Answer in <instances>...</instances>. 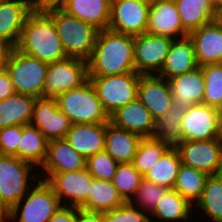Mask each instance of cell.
Here are the masks:
<instances>
[{
    "label": "cell",
    "instance_id": "1",
    "mask_svg": "<svg viewBox=\"0 0 222 222\" xmlns=\"http://www.w3.org/2000/svg\"><path fill=\"white\" fill-rule=\"evenodd\" d=\"M88 76H110L135 71L134 36L105 29L98 32L87 60Z\"/></svg>",
    "mask_w": 222,
    "mask_h": 222
},
{
    "label": "cell",
    "instance_id": "2",
    "mask_svg": "<svg viewBox=\"0 0 222 222\" xmlns=\"http://www.w3.org/2000/svg\"><path fill=\"white\" fill-rule=\"evenodd\" d=\"M15 49L48 64L67 58L53 19L45 11L28 15Z\"/></svg>",
    "mask_w": 222,
    "mask_h": 222
},
{
    "label": "cell",
    "instance_id": "3",
    "mask_svg": "<svg viewBox=\"0 0 222 222\" xmlns=\"http://www.w3.org/2000/svg\"><path fill=\"white\" fill-rule=\"evenodd\" d=\"M45 12L53 19L67 57L88 60L95 47L99 30L83 20L68 15L61 8Z\"/></svg>",
    "mask_w": 222,
    "mask_h": 222
},
{
    "label": "cell",
    "instance_id": "4",
    "mask_svg": "<svg viewBox=\"0 0 222 222\" xmlns=\"http://www.w3.org/2000/svg\"><path fill=\"white\" fill-rule=\"evenodd\" d=\"M56 101L59 109L69 117L72 124L110 122V116L104 110L89 79L81 86L58 96Z\"/></svg>",
    "mask_w": 222,
    "mask_h": 222
},
{
    "label": "cell",
    "instance_id": "5",
    "mask_svg": "<svg viewBox=\"0 0 222 222\" xmlns=\"http://www.w3.org/2000/svg\"><path fill=\"white\" fill-rule=\"evenodd\" d=\"M49 64L12 48L4 64L15 92L33 98L43 97Z\"/></svg>",
    "mask_w": 222,
    "mask_h": 222
},
{
    "label": "cell",
    "instance_id": "6",
    "mask_svg": "<svg viewBox=\"0 0 222 222\" xmlns=\"http://www.w3.org/2000/svg\"><path fill=\"white\" fill-rule=\"evenodd\" d=\"M109 116L137 99L140 74L129 72L110 76H88Z\"/></svg>",
    "mask_w": 222,
    "mask_h": 222
},
{
    "label": "cell",
    "instance_id": "7",
    "mask_svg": "<svg viewBox=\"0 0 222 222\" xmlns=\"http://www.w3.org/2000/svg\"><path fill=\"white\" fill-rule=\"evenodd\" d=\"M34 167L16 156L0 154V195L10 209L27 195L31 189L28 184L40 179V175L31 172Z\"/></svg>",
    "mask_w": 222,
    "mask_h": 222
},
{
    "label": "cell",
    "instance_id": "8",
    "mask_svg": "<svg viewBox=\"0 0 222 222\" xmlns=\"http://www.w3.org/2000/svg\"><path fill=\"white\" fill-rule=\"evenodd\" d=\"M33 187L10 209L9 221L18 218L16 222H48L61 207L58 197L45 180L39 179Z\"/></svg>",
    "mask_w": 222,
    "mask_h": 222
},
{
    "label": "cell",
    "instance_id": "9",
    "mask_svg": "<svg viewBox=\"0 0 222 222\" xmlns=\"http://www.w3.org/2000/svg\"><path fill=\"white\" fill-rule=\"evenodd\" d=\"M88 80L87 61L67 57L49 63L43 97L57 98L68 90L81 86Z\"/></svg>",
    "mask_w": 222,
    "mask_h": 222
},
{
    "label": "cell",
    "instance_id": "10",
    "mask_svg": "<svg viewBox=\"0 0 222 222\" xmlns=\"http://www.w3.org/2000/svg\"><path fill=\"white\" fill-rule=\"evenodd\" d=\"M176 149L183 165L209 176L222 174V141L219 138L182 141Z\"/></svg>",
    "mask_w": 222,
    "mask_h": 222
},
{
    "label": "cell",
    "instance_id": "11",
    "mask_svg": "<svg viewBox=\"0 0 222 222\" xmlns=\"http://www.w3.org/2000/svg\"><path fill=\"white\" fill-rule=\"evenodd\" d=\"M150 1L111 0L108 29L131 36L146 33Z\"/></svg>",
    "mask_w": 222,
    "mask_h": 222
},
{
    "label": "cell",
    "instance_id": "12",
    "mask_svg": "<svg viewBox=\"0 0 222 222\" xmlns=\"http://www.w3.org/2000/svg\"><path fill=\"white\" fill-rule=\"evenodd\" d=\"M172 41V38L149 33L134 36L135 71L140 75L159 73L164 65Z\"/></svg>",
    "mask_w": 222,
    "mask_h": 222
},
{
    "label": "cell",
    "instance_id": "13",
    "mask_svg": "<svg viewBox=\"0 0 222 222\" xmlns=\"http://www.w3.org/2000/svg\"><path fill=\"white\" fill-rule=\"evenodd\" d=\"M219 114V109L204 103L187 108L181 121L182 141L218 138Z\"/></svg>",
    "mask_w": 222,
    "mask_h": 222
},
{
    "label": "cell",
    "instance_id": "14",
    "mask_svg": "<svg viewBox=\"0 0 222 222\" xmlns=\"http://www.w3.org/2000/svg\"><path fill=\"white\" fill-rule=\"evenodd\" d=\"M92 181L93 176L87 168L72 172L54 173L46 180L61 205L78 208L87 201Z\"/></svg>",
    "mask_w": 222,
    "mask_h": 222
},
{
    "label": "cell",
    "instance_id": "15",
    "mask_svg": "<svg viewBox=\"0 0 222 222\" xmlns=\"http://www.w3.org/2000/svg\"><path fill=\"white\" fill-rule=\"evenodd\" d=\"M30 124L36 126L50 140L64 139L72 126L69 117L62 112L56 98H36Z\"/></svg>",
    "mask_w": 222,
    "mask_h": 222
},
{
    "label": "cell",
    "instance_id": "16",
    "mask_svg": "<svg viewBox=\"0 0 222 222\" xmlns=\"http://www.w3.org/2000/svg\"><path fill=\"white\" fill-rule=\"evenodd\" d=\"M146 33L180 39L188 36L183 29L175 3L151 0Z\"/></svg>",
    "mask_w": 222,
    "mask_h": 222
},
{
    "label": "cell",
    "instance_id": "17",
    "mask_svg": "<svg viewBox=\"0 0 222 222\" xmlns=\"http://www.w3.org/2000/svg\"><path fill=\"white\" fill-rule=\"evenodd\" d=\"M137 98L154 120L163 116L173 101L168 80L156 74L140 75Z\"/></svg>",
    "mask_w": 222,
    "mask_h": 222
},
{
    "label": "cell",
    "instance_id": "18",
    "mask_svg": "<svg viewBox=\"0 0 222 222\" xmlns=\"http://www.w3.org/2000/svg\"><path fill=\"white\" fill-rule=\"evenodd\" d=\"M86 162L87 159L71 147L65 138L50 140L45 161L41 166V173L46 172V175L40 179L46 181L54 173L82 170L86 168Z\"/></svg>",
    "mask_w": 222,
    "mask_h": 222
},
{
    "label": "cell",
    "instance_id": "19",
    "mask_svg": "<svg viewBox=\"0 0 222 222\" xmlns=\"http://www.w3.org/2000/svg\"><path fill=\"white\" fill-rule=\"evenodd\" d=\"M198 66L222 63V25L216 20L189 33Z\"/></svg>",
    "mask_w": 222,
    "mask_h": 222
},
{
    "label": "cell",
    "instance_id": "20",
    "mask_svg": "<svg viewBox=\"0 0 222 222\" xmlns=\"http://www.w3.org/2000/svg\"><path fill=\"white\" fill-rule=\"evenodd\" d=\"M33 10L32 0H0V39L15 48Z\"/></svg>",
    "mask_w": 222,
    "mask_h": 222
},
{
    "label": "cell",
    "instance_id": "21",
    "mask_svg": "<svg viewBox=\"0 0 222 222\" xmlns=\"http://www.w3.org/2000/svg\"><path fill=\"white\" fill-rule=\"evenodd\" d=\"M110 123L142 138L151 137L154 128V119L150 111L138 98L115 111L110 116Z\"/></svg>",
    "mask_w": 222,
    "mask_h": 222
},
{
    "label": "cell",
    "instance_id": "22",
    "mask_svg": "<svg viewBox=\"0 0 222 222\" xmlns=\"http://www.w3.org/2000/svg\"><path fill=\"white\" fill-rule=\"evenodd\" d=\"M106 123L72 124L65 139L78 153L86 159L98 152L104 151Z\"/></svg>",
    "mask_w": 222,
    "mask_h": 222
},
{
    "label": "cell",
    "instance_id": "23",
    "mask_svg": "<svg viewBox=\"0 0 222 222\" xmlns=\"http://www.w3.org/2000/svg\"><path fill=\"white\" fill-rule=\"evenodd\" d=\"M198 66L193 42L189 36L173 39L163 67L156 75L171 79L193 71Z\"/></svg>",
    "mask_w": 222,
    "mask_h": 222
},
{
    "label": "cell",
    "instance_id": "24",
    "mask_svg": "<svg viewBox=\"0 0 222 222\" xmlns=\"http://www.w3.org/2000/svg\"><path fill=\"white\" fill-rule=\"evenodd\" d=\"M173 101L185 109L202 103L205 78L201 67H197L193 71L184 73L174 78L168 79Z\"/></svg>",
    "mask_w": 222,
    "mask_h": 222
},
{
    "label": "cell",
    "instance_id": "25",
    "mask_svg": "<svg viewBox=\"0 0 222 222\" xmlns=\"http://www.w3.org/2000/svg\"><path fill=\"white\" fill-rule=\"evenodd\" d=\"M60 8L99 31L109 27L111 0H67Z\"/></svg>",
    "mask_w": 222,
    "mask_h": 222
},
{
    "label": "cell",
    "instance_id": "26",
    "mask_svg": "<svg viewBox=\"0 0 222 222\" xmlns=\"http://www.w3.org/2000/svg\"><path fill=\"white\" fill-rule=\"evenodd\" d=\"M142 137L106 123L104 150L118 163H132Z\"/></svg>",
    "mask_w": 222,
    "mask_h": 222
},
{
    "label": "cell",
    "instance_id": "27",
    "mask_svg": "<svg viewBox=\"0 0 222 222\" xmlns=\"http://www.w3.org/2000/svg\"><path fill=\"white\" fill-rule=\"evenodd\" d=\"M36 98L15 93L0 101V129L30 124Z\"/></svg>",
    "mask_w": 222,
    "mask_h": 222
},
{
    "label": "cell",
    "instance_id": "28",
    "mask_svg": "<svg viewBox=\"0 0 222 222\" xmlns=\"http://www.w3.org/2000/svg\"><path fill=\"white\" fill-rule=\"evenodd\" d=\"M175 4L183 29L188 34L216 19L211 0H179Z\"/></svg>",
    "mask_w": 222,
    "mask_h": 222
},
{
    "label": "cell",
    "instance_id": "29",
    "mask_svg": "<svg viewBox=\"0 0 222 222\" xmlns=\"http://www.w3.org/2000/svg\"><path fill=\"white\" fill-rule=\"evenodd\" d=\"M186 109L172 101L169 110L154 120V128L150 138L176 148L181 142V121Z\"/></svg>",
    "mask_w": 222,
    "mask_h": 222
},
{
    "label": "cell",
    "instance_id": "30",
    "mask_svg": "<svg viewBox=\"0 0 222 222\" xmlns=\"http://www.w3.org/2000/svg\"><path fill=\"white\" fill-rule=\"evenodd\" d=\"M125 202L111 181L93 178L87 201L80 208L104 213L118 208Z\"/></svg>",
    "mask_w": 222,
    "mask_h": 222
},
{
    "label": "cell",
    "instance_id": "31",
    "mask_svg": "<svg viewBox=\"0 0 222 222\" xmlns=\"http://www.w3.org/2000/svg\"><path fill=\"white\" fill-rule=\"evenodd\" d=\"M48 140L34 125L22 126V137L18 147V158L33 164L42 166L47 155Z\"/></svg>",
    "mask_w": 222,
    "mask_h": 222
},
{
    "label": "cell",
    "instance_id": "32",
    "mask_svg": "<svg viewBox=\"0 0 222 222\" xmlns=\"http://www.w3.org/2000/svg\"><path fill=\"white\" fill-rule=\"evenodd\" d=\"M193 207L177 191L168 189L149 216L157 218L159 221L174 222L176 220H185L187 222L190 220L189 214L192 212Z\"/></svg>",
    "mask_w": 222,
    "mask_h": 222
},
{
    "label": "cell",
    "instance_id": "33",
    "mask_svg": "<svg viewBox=\"0 0 222 222\" xmlns=\"http://www.w3.org/2000/svg\"><path fill=\"white\" fill-rule=\"evenodd\" d=\"M181 164L178 150L169 148L144 175V179L168 189H173Z\"/></svg>",
    "mask_w": 222,
    "mask_h": 222
},
{
    "label": "cell",
    "instance_id": "34",
    "mask_svg": "<svg viewBox=\"0 0 222 222\" xmlns=\"http://www.w3.org/2000/svg\"><path fill=\"white\" fill-rule=\"evenodd\" d=\"M209 175L181 164L173 189L194 205L201 197Z\"/></svg>",
    "mask_w": 222,
    "mask_h": 222
},
{
    "label": "cell",
    "instance_id": "35",
    "mask_svg": "<svg viewBox=\"0 0 222 222\" xmlns=\"http://www.w3.org/2000/svg\"><path fill=\"white\" fill-rule=\"evenodd\" d=\"M195 205L214 222H222V174L207 178L203 193Z\"/></svg>",
    "mask_w": 222,
    "mask_h": 222
},
{
    "label": "cell",
    "instance_id": "36",
    "mask_svg": "<svg viewBox=\"0 0 222 222\" xmlns=\"http://www.w3.org/2000/svg\"><path fill=\"white\" fill-rule=\"evenodd\" d=\"M170 147L156 139L145 137L138 144L134 167L144 176Z\"/></svg>",
    "mask_w": 222,
    "mask_h": 222
},
{
    "label": "cell",
    "instance_id": "37",
    "mask_svg": "<svg viewBox=\"0 0 222 222\" xmlns=\"http://www.w3.org/2000/svg\"><path fill=\"white\" fill-rule=\"evenodd\" d=\"M144 176L133 163H119L111 182L126 202L135 196Z\"/></svg>",
    "mask_w": 222,
    "mask_h": 222
},
{
    "label": "cell",
    "instance_id": "38",
    "mask_svg": "<svg viewBox=\"0 0 222 222\" xmlns=\"http://www.w3.org/2000/svg\"><path fill=\"white\" fill-rule=\"evenodd\" d=\"M205 78L202 103L222 110V63L201 67Z\"/></svg>",
    "mask_w": 222,
    "mask_h": 222
},
{
    "label": "cell",
    "instance_id": "39",
    "mask_svg": "<svg viewBox=\"0 0 222 222\" xmlns=\"http://www.w3.org/2000/svg\"><path fill=\"white\" fill-rule=\"evenodd\" d=\"M119 163L105 150L87 158L86 168L95 179L111 181Z\"/></svg>",
    "mask_w": 222,
    "mask_h": 222
},
{
    "label": "cell",
    "instance_id": "40",
    "mask_svg": "<svg viewBox=\"0 0 222 222\" xmlns=\"http://www.w3.org/2000/svg\"><path fill=\"white\" fill-rule=\"evenodd\" d=\"M167 190V187L154 184L143 178L134 196L135 199H131V201L137 200V205L140 204L139 209L146 210L148 214H151Z\"/></svg>",
    "mask_w": 222,
    "mask_h": 222
},
{
    "label": "cell",
    "instance_id": "41",
    "mask_svg": "<svg viewBox=\"0 0 222 222\" xmlns=\"http://www.w3.org/2000/svg\"><path fill=\"white\" fill-rule=\"evenodd\" d=\"M136 204V201H129L118 208L104 212V222H153L148 216L150 214L137 208Z\"/></svg>",
    "mask_w": 222,
    "mask_h": 222
},
{
    "label": "cell",
    "instance_id": "42",
    "mask_svg": "<svg viewBox=\"0 0 222 222\" xmlns=\"http://www.w3.org/2000/svg\"><path fill=\"white\" fill-rule=\"evenodd\" d=\"M22 137V126H8L0 129V154L18 157V147Z\"/></svg>",
    "mask_w": 222,
    "mask_h": 222
},
{
    "label": "cell",
    "instance_id": "43",
    "mask_svg": "<svg viewBox=\"0 0 222 222\" xmlns=\"http://www.w3.org/2000/svg\"><path fill=\"white\" fill-rule=\"evenodd\" d=\"M13 83L5 67H0V101L15 94Z\"/></svg>",
    "mask_w": 222,
    "mask_h": 222
},
{
    "label": "cell",
    "instance_id": "44",
    "mask_svg": "<svg viewBox=\"0 0 222 222\" xmlns=\"http://www.w3.org/2000/svg\"><path fill=\"white\" fill-rule=\"evenodd\" d=\"M75 215L76 207L61 205L48 222H75Z\"/></svg>",
    "mask_w": 222,
    "mask_h": 222
},
{
    "label": "cell",
    "instance_id": "45",
    "mask_svg": "<svg viewBox=\"0 0 222 222\" xmlns=\"http://www.w3.org/2000/svg\"><path fill=\"white\" fill-rule=\"evenodd\" d=\"M75 222H104L103 213L76 207Z\"/></svg>",
    "mask_w": 222,
    "mask_h": 222
},
{
    "label": "cell",
    "instance_id": "46",
    "mask_svg": "<svg viewBox=\"0 0 222 222\" xmlns=\"http://www.w3.org/2000/svg\"><path fill=\"white\" fill-rule=\"evenodd\" d=\"M67 0H32L34 10L45 11L51 8H60Z\"/></svg>",
    "mask_w": 222,
    "mask_h": 222
},
{
    "label": "cell",
    "instance_id": "47",
    "mask_svg": "<svg viewBox=\"0 0 222 222\" xmlns=\"http://www.w3.org/2000/svg\"><path fill=\"white\" fill-rule=\"evenodd\" d=\"M11 50H12V47L7 42L0 39V67L4 66Z\"/></svg>",
    "mask_w": 222,
    "mask_h": 222
},
{
    "label": "cell",
    "instance_id": "48",
    "mask_svg": "<svg viewBox=\"0 0 222 222\" xmlns=\"http://www.w3.org/2000/svg\"><path fill=\"white\" fill-rule=\"evenodd\" d=\"M10 208L5 204L0 195V222H9Z\"/></svg>",
    "mask_w": 222,
    "mask_h": 222
},
{
    "label": "cell",
    "instance_id": "49",
    "mask_svg": "<svg viewBox=\"0 0 222 222\" xmlns=\"http://www.w3.org/2000/svg\"><path fill=\"white\" fill-rule=\"evenodd\" d=\"M216 13L222 10V0H211Z\"/></svg>",
    "mask_w": 222,
    "mask_h": 222
},
{
    "label": "cell",
    "instance_id": "50",
    "mask_svg": "<svg viewBox=\"0 0 222 222\" xmlns=\"http://www.w3.org/2000/svg\"><path fill=\"white\" fill-rule=\"evenodd\" d=\"M218 138L222 141V115H219V137Z\"/></svg>",
    "mask_w": 222,
    "mask_h": 222
},
{
    "label": "cell",
    "instance_id": "51",
    "mask_svg": "<svg viewBox=\"0 0 222 222\" xmlns=\"http://www.w3.org/2000/svg\"><path fill=\"white\" fill-rule=\"evenodd\" d=\"M220 25H222V10L218 11L215 19Z\"/></svg>",
    "mask_w": 222,
    "mask_h": 222
},
{
    "label": "cell",
    "instance_id": "52",
    "mask_svg": "<svg viewBox=\"0 0 222 222\" xmlns=\"http://www.w3.org/2000/svg\"><path fill=\"white\" fill-rule=\"evenodd\" d=\"M164 1L176 3V2H178L179 0H164Z\"/></svg>",
    "mask_w": 222,
    "mask_h": 222
},
{
    "label": "cell",
    "instance_id": "53",
    "mask_svg": "<svg viewBox=\"0 0 222 222\" xmlns=\"http://www.w3.org/2000/svg\"><path fill=\"white\" fill-rule=\"evenodd\" d=\"M132 1H151V0H132Z\"/></svg>",
    "mask_w": 222,
    "mask_h": 222
}]
</instances>
